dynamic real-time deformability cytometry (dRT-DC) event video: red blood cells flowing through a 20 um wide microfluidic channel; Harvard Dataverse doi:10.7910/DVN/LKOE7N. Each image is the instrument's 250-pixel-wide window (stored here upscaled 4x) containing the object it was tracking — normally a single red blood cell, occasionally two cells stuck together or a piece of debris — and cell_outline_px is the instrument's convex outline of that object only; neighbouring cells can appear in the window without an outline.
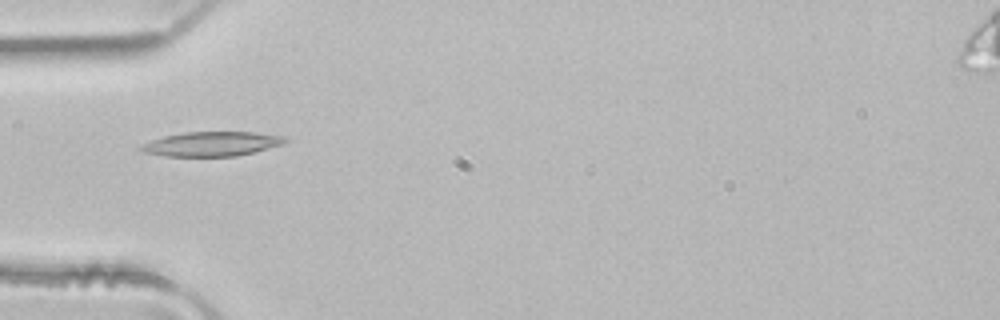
{"species": "common noctule bat (a hibernating species)", "species_latin": "Nyctalus noctula", "temperature_condition": "room temperature", "stored_images_in_passage": 4, "camera_frame_rate_fps": 3000, "um_per_image_px": 0.085, "animal": {"sex": "male", "body_mass_g": 21.5, "forearm_length_mm": 52.0}, "frame": {"image": 1, "passage_image": 4, "time_ms": 1.0, "image_size_px": [1000, 320], "cell_outline_px": [[288, 140], [284, 144], [236, 156], [164, 156], [144, 152], [140, 148], [140, 144], [164, 136], [184, 132], [256, 132], [284, 136]], "centroid_in_image_um": [18.0, 12.22], "position_along_channel_um": 67.0, "area_um2": 20.46}}